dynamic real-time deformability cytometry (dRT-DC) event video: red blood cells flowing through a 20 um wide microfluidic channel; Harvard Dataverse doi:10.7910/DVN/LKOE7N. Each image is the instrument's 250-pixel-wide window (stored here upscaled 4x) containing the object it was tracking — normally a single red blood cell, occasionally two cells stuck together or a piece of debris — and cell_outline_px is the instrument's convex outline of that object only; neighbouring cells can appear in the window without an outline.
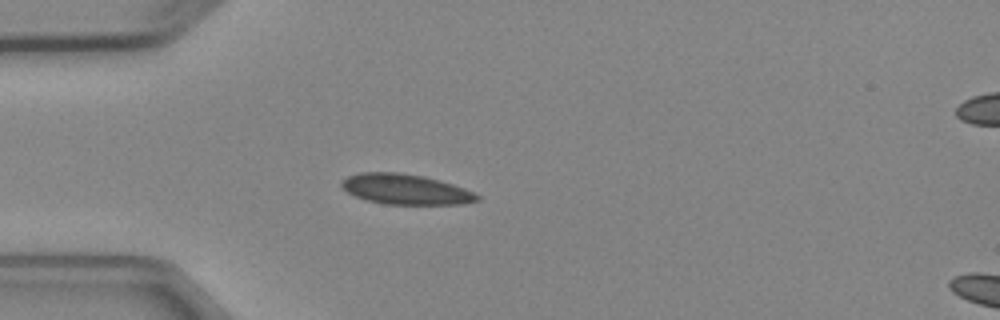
{"species": "Egyptian fruit bat (a non-hibernating species)", "species_latin": "Rousettus aegyptiacus", "temperature_condition": "cold", "stored_images_in_passage": 4, "camera_frame_rate_fps": 3000, "um_per_image_px": 0.085, "animal": {"sex": "female"}, "frame": {"image": 1, "passage_image": 3, "time_ms": 2.333, "image_size_px": [1000, 320], "cell_outline_px": [[480, 200], [464, 204], [384, 204], [364, 200], [348, 192], [340, 184], [340, 180], [348, 176], [360, 172], [396, 172], [424, 176], [440, 180], [464, 188], [480, 196]], "centroid_in_image_um": [34.46, 16.09], "position_along_channel_um": 50.5, "area_um2": 23.99}}